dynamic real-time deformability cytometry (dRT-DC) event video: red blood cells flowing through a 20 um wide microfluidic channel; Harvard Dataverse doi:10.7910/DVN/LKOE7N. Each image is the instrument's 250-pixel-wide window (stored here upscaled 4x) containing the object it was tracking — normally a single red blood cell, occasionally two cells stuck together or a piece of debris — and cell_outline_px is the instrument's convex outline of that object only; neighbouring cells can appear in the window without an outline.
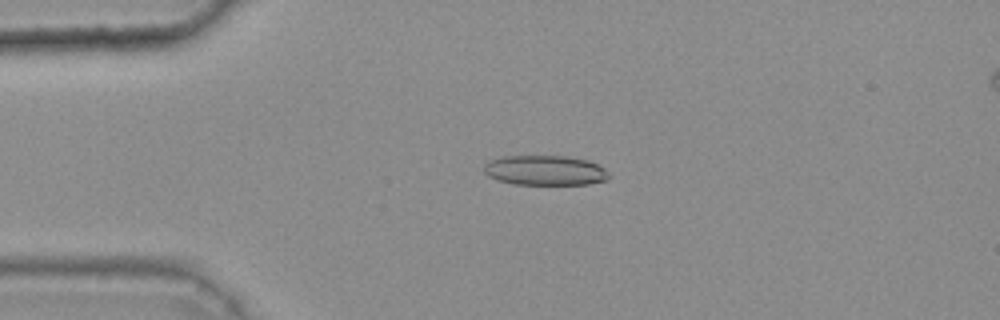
{"species": "common noctule bat (a hibernating species)", "species_latin": "Nyctalus noctula", "temperature_condition": "warm", "stored_images_in_passage": 45, "camera_frame_rate_fps": 3000, "um_per_image_px": 0.085, "animal": {"sex": "female", "body_mass_g": 25.1}, "frame": {"image": 1, "passage_image": 12, "time_ms": 3.667, "image_size_px": [1000, 320], "cell_outline_px": [[612, 176], [608, 180], [588, 184], [512, 184], [496, 180], [488, 176], [484, 172], [484, 164], [488, 160], [500, 156], [568, 156], [588, 160], [604, 168]], "centroid_in_image_um": [46.32, 14.48], "position_along_channel_um": 38.7, "area_um2": 22.08}}
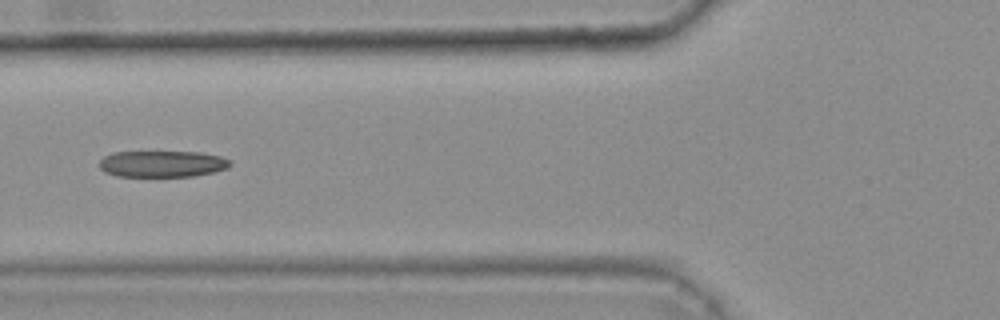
{"frame": {"image": 2, "passage_image": 20, "time_ms": 6.333, "image_size_px": [1000, 320], "cell_outline_px": [[232, 164], [228, 168], [212, 172], [192, 176], [116, 176], [104, 172], [100, 168], [100, 160], [104, 156], [112, 152], [200, 152], [220, 156], [228, 160]], "centroid_in_image_um": [13.77, 13.92], "position_along_channel_um": 112.0, "area_um2": 20.06}}
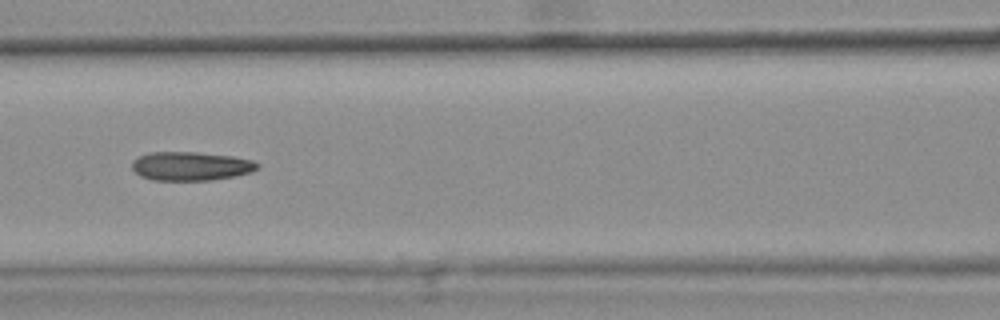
{"frame": {"image": 3, "passage_image": 23, "time_ms": 7.333, "image_size_px": [1000, 320], "cell_outline_px": [[260, 164], [252, 172], [236, 176], [212, 180], [152, 180], [140, 176], [132, 168], [132, 160], [148, 152], [196, 152], [232, 156], [252, 160]], "centroid_in_image_um": [16.21, 14.12], "position_along_channel_um": 150.4, "area_um2": 21.1}, "authors_computed_cell_mechanics": {"area_um2": 21.2126, "velocity_mm_per_s": 3.8202, "shape_relaxation_time_tau1_ms": null, "shape_relaxation_time_tau2_ms": 2.1389, "deformation_change_tau1": null, "deformation_change_tau2": 0.1007}}